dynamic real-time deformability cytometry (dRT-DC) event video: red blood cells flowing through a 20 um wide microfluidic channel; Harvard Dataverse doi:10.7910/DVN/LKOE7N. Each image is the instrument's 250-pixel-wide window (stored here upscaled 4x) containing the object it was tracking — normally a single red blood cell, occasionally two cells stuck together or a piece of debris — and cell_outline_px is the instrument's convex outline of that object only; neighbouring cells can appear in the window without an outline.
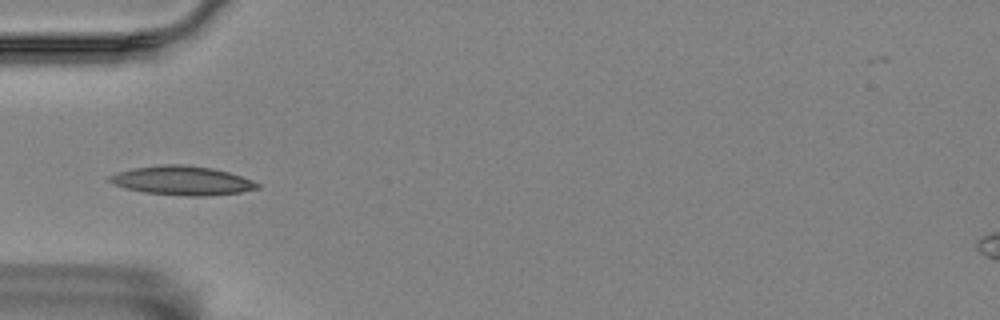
{"species": "Egyptian fruit bat (a non-hibernating species)", "species_latin": "Rousettus aegyptiacus", "temperature_condition": "room temperature", "stored_images_in_passage": 15, "segment_of_instrument_passage": [1, 2], "camera_frame_rate_fps": 3000, "um_per_image_px": 0.085, "animal": {"sex": "female"}, "frame": {"image": 1, "passage_image": 5, "time_ms": 1.333, "image_size_px": [1000, 320], "cell_outline_px": [[260, 188], [240, 192], [208, 196], [184, 196], [144, 192], [124, 188], [112, 184], [108, 180], [108, 176], [116, 172], [132, 168], [160, 164], [184, 164], [212, 168], [228, 172], [252, 180], [260, 184]], "centroid_in_image_um": [15.44, 15.34], "position_along_channel_um": 69.6, "area_um2": 25.2}}
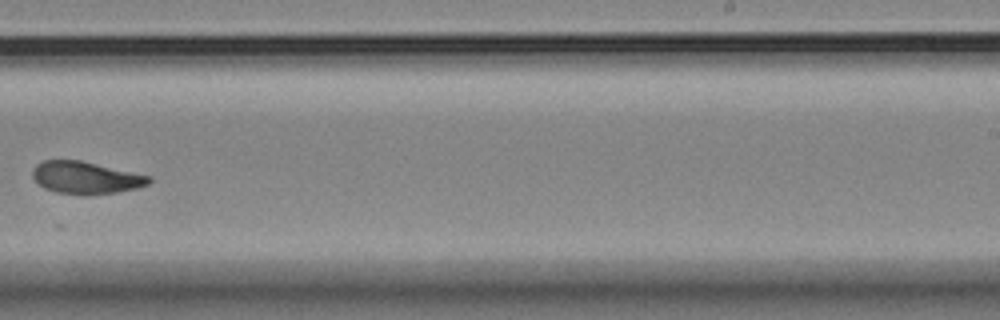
{"frame": {"image": 2, "passage_image": 10, "time_ms": 3.0, "image_size_px": [1000, 320], "cell_outline_px": [[152, 180], [148, 184], [136, 188], [116, 192], [88, 196], [84, 196], [56, 192], [44, 188], [32, 176], [32, 172], [36, 164], [44, 160], [80, 160], [152, 176]], "centroid_in_image_um": [7.3, 15.11], "position_along_channel_um": 281.7, "area_um2": 22.02}}
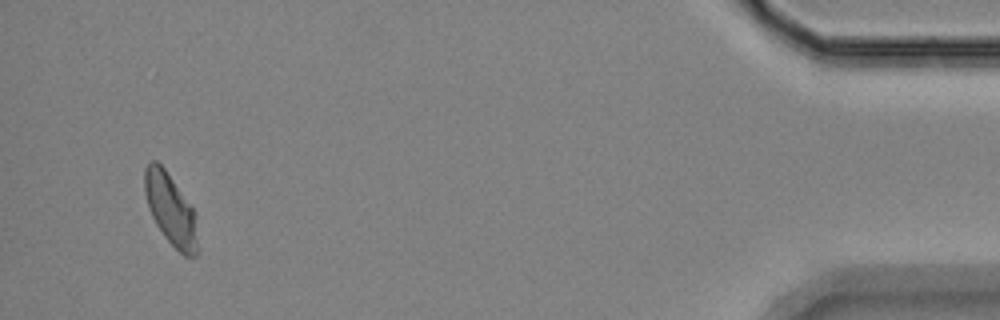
{"frame": {"image": 3, "passage_image": 14, "time_ms": 4.333, "image_size_px": [1000, 320], "cell_outline_px": [[196, 256], [184, 256], [164, 236], [156, 224], [148, 208], [144, 192], [144, 168], [152, 160], [156, 160], [164, 168], [196, 212]], "centroid_in_image_um": [14.48, 17.77], "position_along_channel_um": 420.7, "area_um2": 21.79}}